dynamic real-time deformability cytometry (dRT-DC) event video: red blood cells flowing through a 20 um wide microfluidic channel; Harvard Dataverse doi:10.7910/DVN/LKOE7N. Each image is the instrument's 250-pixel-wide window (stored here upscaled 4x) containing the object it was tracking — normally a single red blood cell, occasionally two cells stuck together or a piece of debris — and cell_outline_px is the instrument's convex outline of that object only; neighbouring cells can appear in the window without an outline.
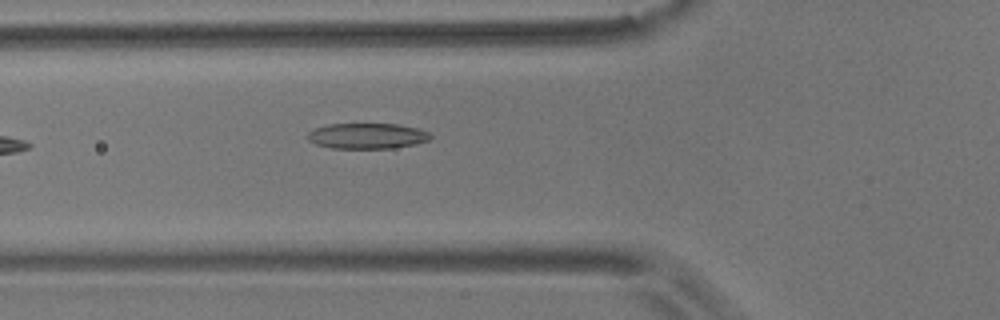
{"species": "common noctule bat (a hibernating species)", "species_latin": "Nyctalus noctula", "temperature_condition": "room temperature", "stored_images_in_passage": 5, "camera_frame_rate_fps": 3000, "um_per_image_px": 0.085, "animal": {"sex": "male", "body_mass_g": 17.9}, "frame": {"image": 1, "passage_image": 5, "time_ms": 4.667, "image_size_px": [1000, 320], "cell_outline_px": [[432, 136], [428, 140], [416, 144], [392, 148], [332, 148], [316, 144], [308, 140], [304, 136], [308, 132], [316, 128], [328, 124], [396, 124], [420, 128], [428, 132]], "centroid_in_image_um": [31.19, 11.55], "position_along_channel_um": 94.6, "area_um2": 18.38}}